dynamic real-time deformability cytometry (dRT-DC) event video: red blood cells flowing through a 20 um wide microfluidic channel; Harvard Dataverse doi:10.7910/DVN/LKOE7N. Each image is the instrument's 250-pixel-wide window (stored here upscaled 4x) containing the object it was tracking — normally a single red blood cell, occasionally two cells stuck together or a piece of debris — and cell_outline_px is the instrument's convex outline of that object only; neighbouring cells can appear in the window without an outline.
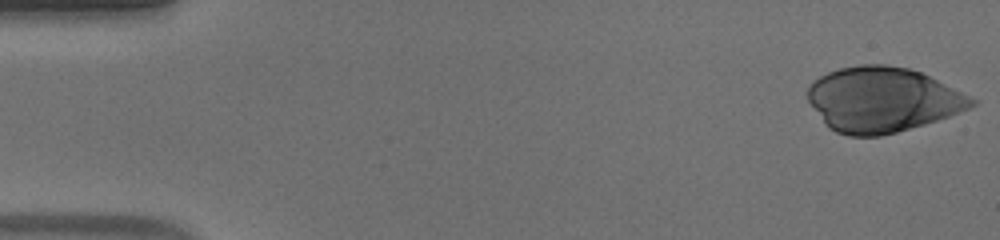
{"species": "human", "species_latin": "Homo sapiens", "temperature_condition": "warm", "stored_images_in_passage": 52, "camera_frame_rate_fps": 3000, "um_per_image_px": 0.085, "donor": {"sex": "male"}, "frame": {"image": 1, "passage_image": 1, "time_ms": 0.0, "image_size_px": [1000, 240], "cell_outline_px": [[976, 104], [968, 108], [948, 116], [924, 124], [896, 132], [880, 136], [848, 136], [836, 132], [828, 128], [808, 100], [808, 88], [820, 76], [828, 72], [840, 68], [860, 64], [888, 64], [908, 68], [920, 72], [976, 100]], "centroid_in_image_um": [74.97, 8.47], "position_along_channel_um": 10.0, "area_um2": 61.21}}
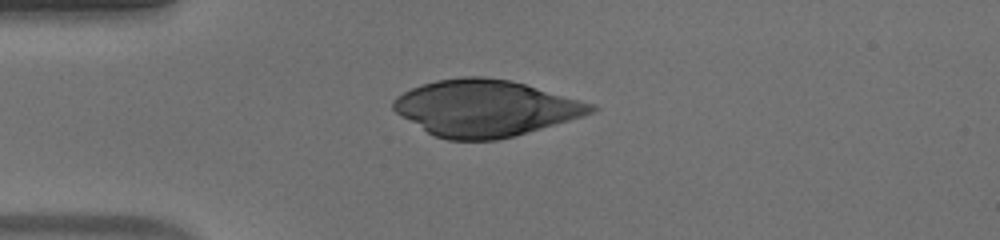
{"frame": {"image": 2, "passage_image": 13, "time_ms": 4.0, "image_size_px": [1000, 240], "cell_outline_px": [[600, 108], [592, 112], [568, 120], [512, 136], [496, 140], [448, 140], [436, 136], [428, 132], [396, 112], [392, 108], [392, 100], [396, 96], [412, 88], [436, 80], [464, 76], [484, 76], [512, 80], [596, 104]], "centroid_in_image_um": [41.25, 9.17], "position_along_channel_um": 43.7, "area_um2": 64.39}}